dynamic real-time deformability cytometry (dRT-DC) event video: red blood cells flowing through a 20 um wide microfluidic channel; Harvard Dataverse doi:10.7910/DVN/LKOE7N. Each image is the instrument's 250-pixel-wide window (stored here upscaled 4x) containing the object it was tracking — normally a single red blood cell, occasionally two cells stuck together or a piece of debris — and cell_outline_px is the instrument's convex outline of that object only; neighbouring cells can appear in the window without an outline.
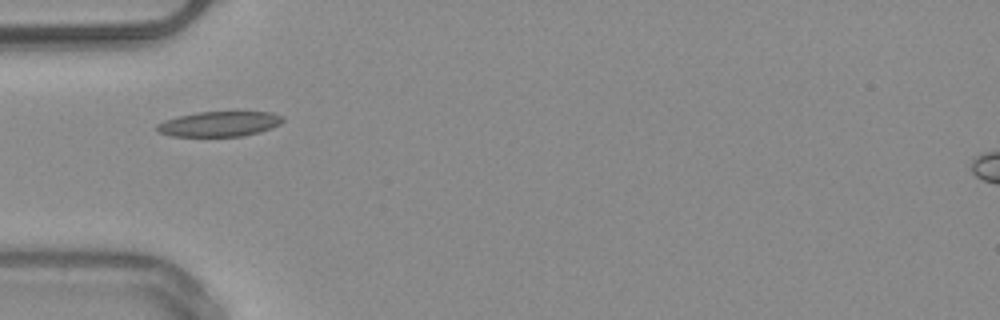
{"species": "common noctule bat (a hibernating species)", "species_latin": "Nyctalus noctula", "temperature_condition": "warm", "stored_images_in_passage": 22, "camera_frame_rate_fps": 3000, "um_per_image_px": 0.085, "animal": {"sex": "male", "body_mass_g": 20.4}, "frame": {"image": 1, "passage_image": 1, "time_ms": 0.0, "image_size_px": [1000, 320], "cell_outline_px": [[284, 120], [280, 124], [272, 128], [260, 132], [244, 136], [172, 136], [160, 132], [156, 128], [156, 124], [164, 120], [196, 112], [272, 112], [284, 116]], "centroid_in_image_um": [18.69, 10.53], "position_along_channel_um": 66.3, "area_um2": 18.44}}